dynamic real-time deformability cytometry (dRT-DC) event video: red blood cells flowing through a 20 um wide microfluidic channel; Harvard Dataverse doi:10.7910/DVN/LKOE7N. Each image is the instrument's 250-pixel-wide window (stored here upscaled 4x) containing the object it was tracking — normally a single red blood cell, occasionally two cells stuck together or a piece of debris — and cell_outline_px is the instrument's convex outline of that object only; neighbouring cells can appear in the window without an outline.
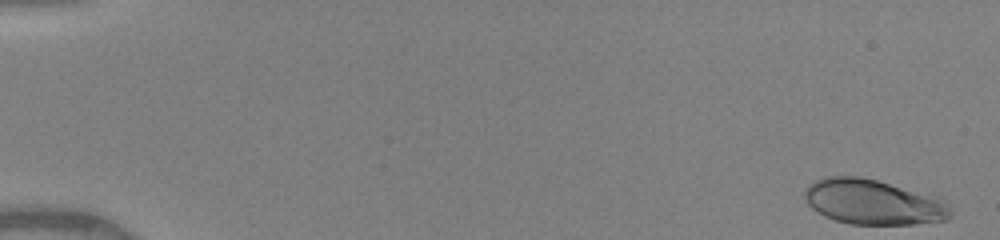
{"species": "human", "species_latin": "Homo sapiens", "temperature_condition": "warm", "stored_images_in_passage": 44, "camera_frame_rate_fps": 3000, "um_per_image_px": 0.085, "donor": {"sex": "female"}, "frame": {"image": 1, "passage_image": 1, "time_ms": 0.0, "image_size_px": [1000, 240], "cell_outline_px": [[952, 216], [948, 220], [916, 224], [848, 224], [824, 216], [812, 208], [804, 200], [804, 192], [808, 184], [824, 176], [860, 176], [940, 196], [952, 212]], "centroid_in_image_um": [74.24, 17.17], "position_along_channel_um": 10.8, "area_um2": 38.78}}
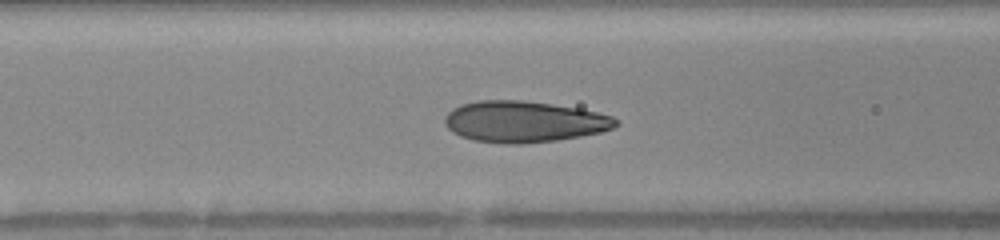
{"frame": {"image": 2, "passage_image": 21, "time_ms": 6.667, "image_size_px": [1000, 240], "cell_outline_px": [[620, 124], [612, 128], [600, 132], [580, 136], [556, 140], [520, 144], [508, 144], [472, 140], [460, 136], [452, 132], [444, 124], [444, 116], [452, 108], [460, 104], [476, 100], [524, 100], [580, 108], [612, 116], [620, 120]], "centroid_in_image_um": [44.52, 10.33], "position_along_channel_um": 122.1, "area_um2": 41.44}}
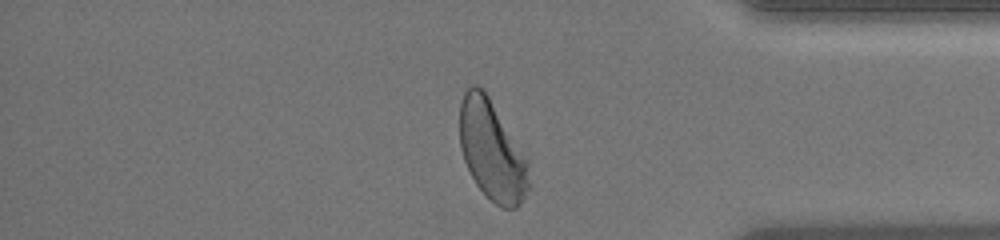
{"frame": {"image": 3, "passage_image": 42, "time_ms": 13.667, "image_size_px": [1000, 240], "cell_outline_px": [[528, 188], [520, 204], [516, 208], [500, 208], [476, 184], [464, 160], [460, 148], [460, 104], [464, 92], [472, 84], [476, 84], [484, 88], [528, 160]], "centroid_in_image_um": [41.8, 12.76], "position_along_channel_um": 393.4, "area_um2": 39.94}, "authors_computed_cell_mechanics": {"area_um2": 39.7086, "velocity_mm_per_s": 4.087, "shape_relaxation_time_tau1_ms": 3.3393, "shape_relaxation_time_tau2_ms": null, "deformation_change_tau1": 0.1578, "deformation_change_tau2": null}}